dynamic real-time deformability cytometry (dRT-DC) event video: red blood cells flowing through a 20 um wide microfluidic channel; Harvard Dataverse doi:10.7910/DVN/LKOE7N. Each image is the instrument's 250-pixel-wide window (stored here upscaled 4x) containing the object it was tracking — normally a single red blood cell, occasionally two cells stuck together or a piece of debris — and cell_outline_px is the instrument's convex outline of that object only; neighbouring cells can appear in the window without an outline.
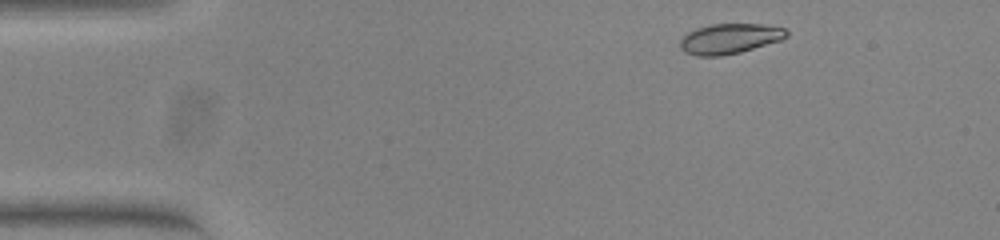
{"species": "common noctule bat (a hibernating species)", "species_latin": "Nyctalus noctula", "temperature_condition": "warm", "stored_images_in_passage": 48, "camera_frame_rate_fps": 3000, "um_per_image_px": 0.085, "animal": {"sex": "female", "body_mass_g": 23.0, "forearm_length_mm": 53.4}, "frame": {"image": 1, "passage_image": 2, "time_ms": 0.333, "image_size_px": [1000, 240], "cell_outline_px": [[788, 36], [780, 40], [740, 52], [720, 56], [696, 56], [684, 52], [680, 48], [680, 40], [688, 32], [696, 28], [712, 24], [764, 24], [784, 28], [788, 32]], "centroid_in_image_um": [62.0, 3.29], "position_along_channel_um": 23.0, "area_um2": 18.67}}
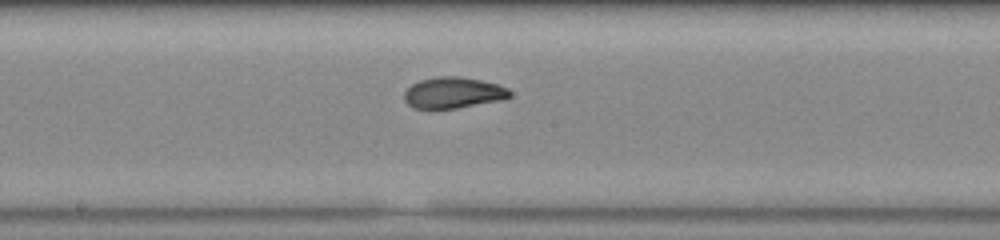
{"frame": {"image": 2, "passage_image": 23, "time_ms": 7.333, "image_size_px": [1000, 240], "cell_outline_px": [[512, 96], [508, 100], [456, 108], [412, 108], [404, 100], [404, 92], [412, 84], [420, 80], [436, 76], [456, 76], [480, 80], [496, 84], [508, 88], [512, 92]], "centroid_in_image_um": [38.57, 7.89], "position_along_channel_um": 209.6, "area_um2": 19.36}}
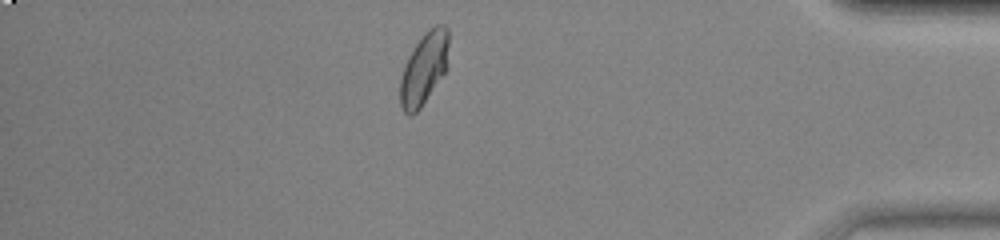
{"frame": {"image": 3, "passage_image": 41, "time_ms": 13.333, "image_size_px": [1000, 240], "cell_outline_px": [[448, 44], [444, 72], [420, 108], [412, 116], [408, 116], [404, 112], [400, 104], [400, 80], [408, 56], [424, 32], [428, 28], [436, 24], [444, 24], [448, 28]], "centroid_in_image_um": [36.01, 5.81], "position_along_channel_um": 399.2, "area_um2": 20.0}, "authors_computed_cell_mechanics": {"area_um2": 19.7387, "velocity_mm_per_s": 3.8036, "shape_relaxation_time_tau1_ms": 8.4526, "shape_relaxation_time_tau2_ms": null, "deformation_change_tau1": 0.2414, "deformation_change_tau2": null}}